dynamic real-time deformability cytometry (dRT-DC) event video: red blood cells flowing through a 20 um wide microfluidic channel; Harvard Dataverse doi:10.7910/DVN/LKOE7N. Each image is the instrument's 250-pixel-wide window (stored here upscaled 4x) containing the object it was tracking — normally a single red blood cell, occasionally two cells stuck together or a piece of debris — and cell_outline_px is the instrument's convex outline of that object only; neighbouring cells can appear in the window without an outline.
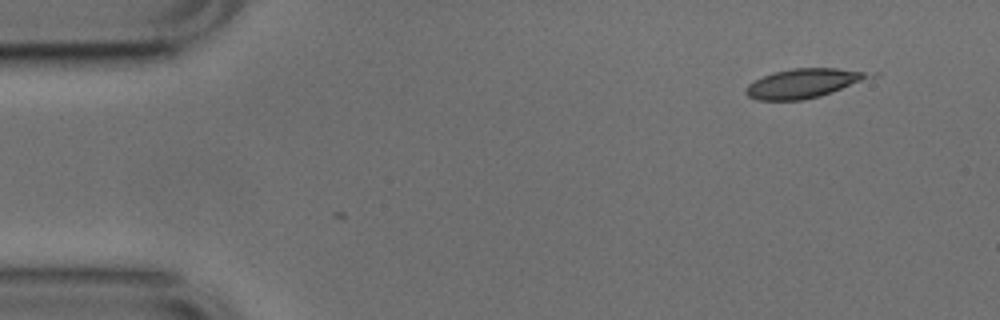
{"species": "common noctule bat (a hibernating species)", "species_latin": "Nyctalus noctula", "temperature_condition": "cold", "stored_images_in_passage": 2, "camera_frame_rate_fps": 3000, "um_per_image_px": 0.085, "animal": {"sex": "male", "body_mass_g": 17.9, "forearm_length_mm": 54.2}, "frame": {"image": 1, "passage_image": 2, "time_ms": 0.333, "image_size_px": [1000, 320], "cell_outline_px": [[880, 72], [876, 76], [820, 96], [804, 100], [756, 100], [748, 96], [744, 92], [744, 88], [748, 84], [772, 72], [792, 68], [836, 68]], "centroid_in_image_um": [68.35, 7.07], "position_along_channel_um": 16.7, "area_um2": 21.33}}